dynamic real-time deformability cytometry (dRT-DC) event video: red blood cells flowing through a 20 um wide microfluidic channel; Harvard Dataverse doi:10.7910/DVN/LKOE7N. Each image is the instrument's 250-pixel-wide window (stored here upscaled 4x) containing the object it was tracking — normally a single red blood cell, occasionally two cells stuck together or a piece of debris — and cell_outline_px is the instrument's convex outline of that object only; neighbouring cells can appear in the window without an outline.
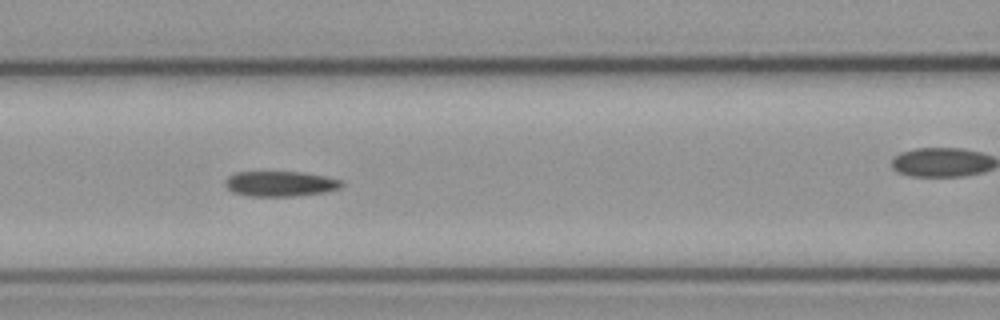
{"species": "common noctule bat (a hibernating species)", "species_latin": "Nyctalus noctula", "temperature_condition": "cold", "stored_images_in_passage": 16, "camera_frame_rate_fps": 3000, "um_per_image_px": 0.085, "animal": {"sex": "male", "body_mass_g": 23.1, "forearm_length_mm": 52.7}, "frame": {"image": 1, "passage_image": 10, "time_ms": 3.0, "image_size_px": [1000, 320], "cell_outline_px": [[344, 184], [340, 188], [324, 192], [292, 196], [248, 196], [232, 192], [224, 184], [224, 180], [228, 176], [236, 172], [304, 172], [328, 176], [340, 180]], "centroid_in_image_um": [23.81, 15.61], "position_along_channel_um": 142.8, "area_um2": 17.22}}